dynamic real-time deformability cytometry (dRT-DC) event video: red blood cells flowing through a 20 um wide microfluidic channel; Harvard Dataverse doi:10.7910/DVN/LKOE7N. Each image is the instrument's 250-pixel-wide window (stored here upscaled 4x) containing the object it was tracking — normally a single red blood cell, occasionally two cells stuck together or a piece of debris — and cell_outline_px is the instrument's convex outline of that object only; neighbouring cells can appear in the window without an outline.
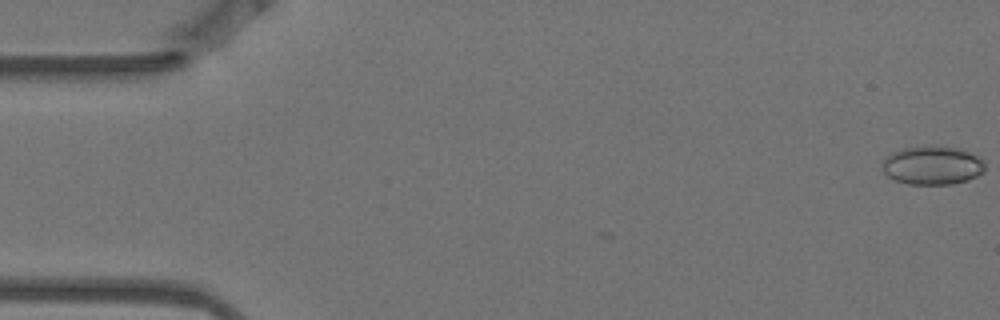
{"species": "Egyptian fruit bat (a non-hibernating species)", "species_latin": "Rousettus aegyptiacus", "temperature_condition": "warm", "stored_images_in_passage": 7, "camera_frame_rate_fps": 3000, "um_per_image_px": 0.085, "animal": {"sex": "female"}, "frame": {"image": 1, "passage_image": 1, "time_ms": 0.0, "image_size_px": [1000, 320], "cell_outline_px": [[984, 172], [968, 180], [952, 184], [908, 184], [896, 180], [888, 176], [884, 172], [884, 160], [892, 152], [904, 148], [960, 148], [984, 160]], "centroid_in_image_um": [79.28, 14.09], "position_along_channel_um": 5.7, "area_um2": 22.37}}
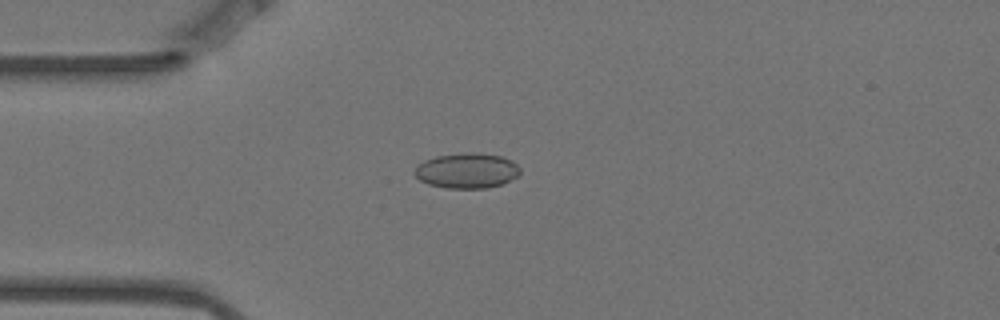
{"frame": {"image": 2, "passage_image": 5, "time_ms": 1.333, "image_size_px": [1000, 320], "cell_outline_px": [[520, 176], [500, 184], [488, 188], [448, 188], [428, 184], [420, 180], [412, 172], [416, 164], [424, 160], [436, 156], [468, 152], [476, 152], [500, 156], [512, 160], [520, 168]], "centroid_in_image_um": [39.67, 14.5], "position_along_channel_um": 45.3, "area_um2": 21.85}}
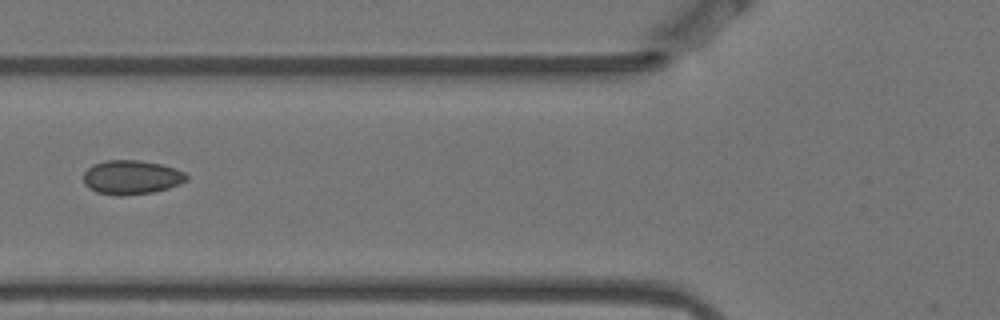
{"frame": {"image": 3, "passage_image": 7, "time_ms": 2.0, "image_size_px": [1000, 320], "cell_outline_px": [[188, 180], [180, 184], [168, 188], [152, 192], [124, 196], [116, 196], [96, 192], [88, 188], [84, 184], [84, 172], [92, 164], [104, 160], [140, 160], [160, 164], [176, 168], [184, 172], [188, 176]], "centroid_in_image_um": [11.16, 15.07], "position_along_channel_um": 114.6, "area_um2": 20.75}}